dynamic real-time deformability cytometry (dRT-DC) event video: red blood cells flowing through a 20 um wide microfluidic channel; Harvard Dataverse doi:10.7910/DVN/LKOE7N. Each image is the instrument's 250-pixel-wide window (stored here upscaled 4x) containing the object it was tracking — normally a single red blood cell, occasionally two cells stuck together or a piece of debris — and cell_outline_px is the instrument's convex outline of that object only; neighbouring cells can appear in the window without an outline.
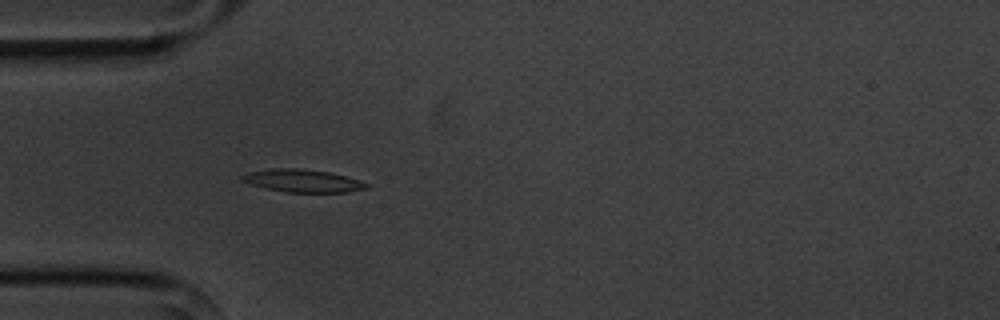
{"species": "common noctule bat (a hibernating species)", "species_latin": "Nyctalus noctula", "temperature_condition": "cold", "stored_images_in_passage": 4, "camera_frame_rate_fps": 3000, "um_per_image_px": 0.085, "animal": {"sex": "male", "body_mass_g": 20.1, "forearm_length_mm": 53.5}, "frame": {"image": 1, "passage_image": 4, "time_ms": 4.333, "image_size_px": [1000, 320], "cell_outline_px": [[372, 184], [368, 188], [344, 192], [288, 192], [264, 188], [240, 180], [240, 176], [248, 172], [272, 168], [300, 168], [328, 172], [360, 180]], "centroid_in_image_um": [25.73, 15.36], "position_along_channel_um": 59.3, "area_um2": 16.47}}